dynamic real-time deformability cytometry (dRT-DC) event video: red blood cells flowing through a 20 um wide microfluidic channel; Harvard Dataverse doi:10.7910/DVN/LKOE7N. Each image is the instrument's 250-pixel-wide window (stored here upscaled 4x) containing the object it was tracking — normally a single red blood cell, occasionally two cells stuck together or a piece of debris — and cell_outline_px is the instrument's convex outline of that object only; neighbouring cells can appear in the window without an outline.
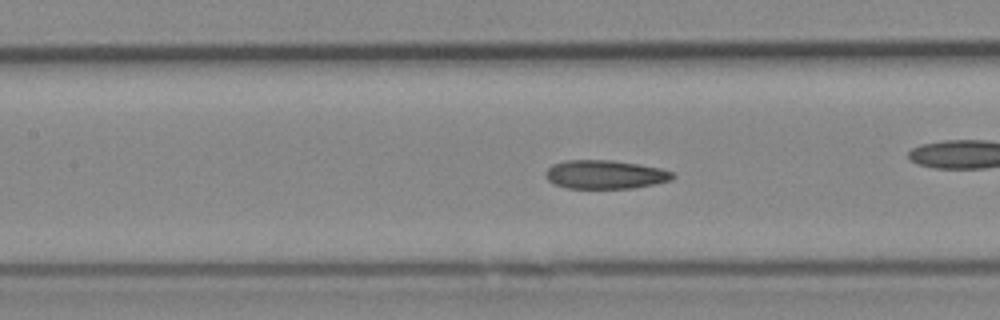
{"species": "Egyptian fruit bat (a non-hibernating species)", "species_latin": "Rousettus aegyptiacus", "temperature_condition": "cold", "stored_images_in_passage": 41, "camera_frame_rate_fps": 3000, "um_per_image_px": 0.085, "animal": {"sex": "female"}, "frame": {"image": 1, "passage_image": 12, "time_ms": 3.667, "image_size_px": [1000, 320], "cell_outline_px": [[676, 176], [672, 180], [632, 188], [568, 188], [552, 184], [548, 180], [544, 172], [552, 164], [564, 160], [612, 160], [660, 168], [672, 172]], "centroid_in_image_um": [51.39, 14.83], "position_along_channel_um": 156.0, "area_um2": 21.21}, "authors_computed_cell_mechanics": {"area_um2": 21.3282, "velocity_mm_per_s": 3.9082, "shape_relaxation_time_tau1_ms": null, "shape_relaxation_time_tau2_ms": 7.0387, "deformation_change_tau1": null, "deformation_change_tau2": 0.1281}}